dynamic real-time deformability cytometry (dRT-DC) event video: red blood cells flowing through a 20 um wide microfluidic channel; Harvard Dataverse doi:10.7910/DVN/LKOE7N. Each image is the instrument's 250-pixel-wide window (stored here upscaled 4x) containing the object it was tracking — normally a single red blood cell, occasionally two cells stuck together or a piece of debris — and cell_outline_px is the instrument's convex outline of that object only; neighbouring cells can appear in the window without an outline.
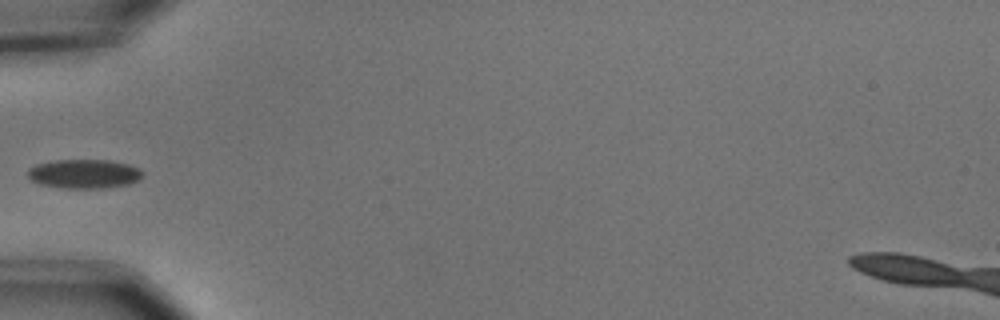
{"species": "common noctule bat (a hibernating species)", "species_latin": "Nyctalus noctula", "temperature_condition": "cold", "stored_images_in_passage": 25, "camera_frame_rate_fps": 3000, "um_per_image_px": 0.085, "animal": {"sex": "male", "body_mass_g": 15.6}, "frame": {"image": 1, "passage_image": 1, "time_ms": 0.0, "image_size_px": [1000, 320], "cell_outline_px": [[144, 176], [140, 180], [128, 184], [104, 188], [64, 188], [40, 184], [32, 180], [28, 176], [28, 168], [36, 164], [52, 160], [108, 160], [128, 164], [140, 168], [144, 172]], "centroid_in_image_um": [7.18, 14.77], "position_along_channel_um": 77.8, "area_um2": 19.65}}
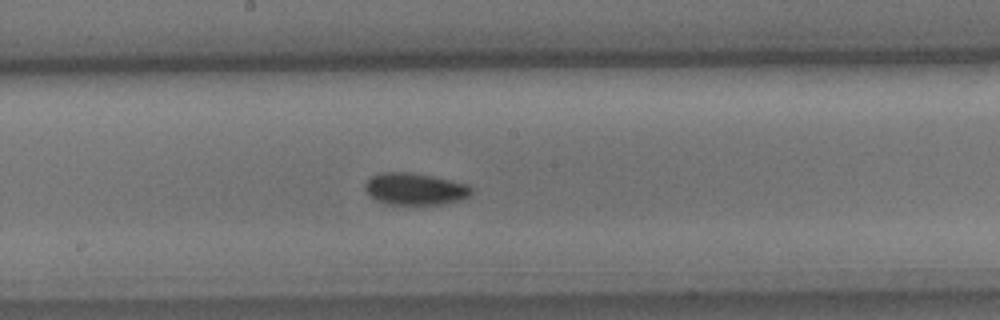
{"frame": {"image": 2, "passage_image": 12, "time_ms": 3.667, "image_size_px": [1000, 320], "cell_outline_px": [[472, 192], [468, 196], [460, 200], [444, 204], [420, 208], [408, 208], [384, 204], [368, 196], [364, 188], [364, 184], [372, 176], [380, 172], [408, 172], [432, 176], [468, 184], [472, 188]], "centroid_in_image_um": [35.24, 16.13], "position_along_channel_um": 213.0, "area_um2": 20.92}}
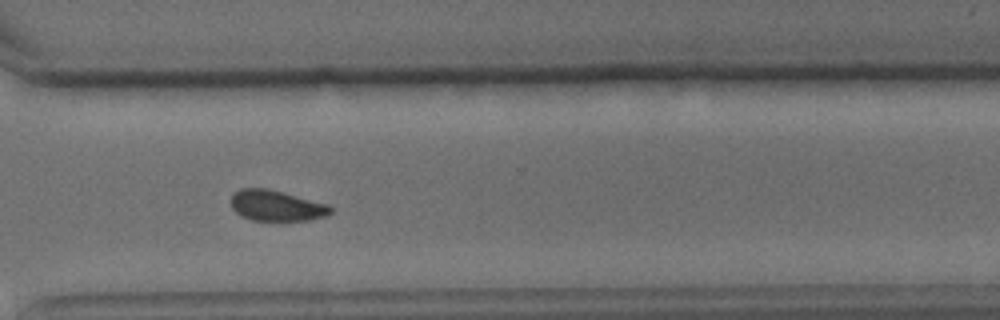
{"frame": {"image": 3, "passage_image": 23, "time_ms": 7.333, "image_size_px": [1000, 320], "cell_outline_px": [[332, 212], [328, 216], [312, 220], [252, 220], [240, 216], [232, 208], [232, 196], [240, 188], [264, 188], [332, 204]], "centroid_in_image_um": [23.56, 17.49], "position_along_channel_um": 347.0, "area_um2": 17.92}}